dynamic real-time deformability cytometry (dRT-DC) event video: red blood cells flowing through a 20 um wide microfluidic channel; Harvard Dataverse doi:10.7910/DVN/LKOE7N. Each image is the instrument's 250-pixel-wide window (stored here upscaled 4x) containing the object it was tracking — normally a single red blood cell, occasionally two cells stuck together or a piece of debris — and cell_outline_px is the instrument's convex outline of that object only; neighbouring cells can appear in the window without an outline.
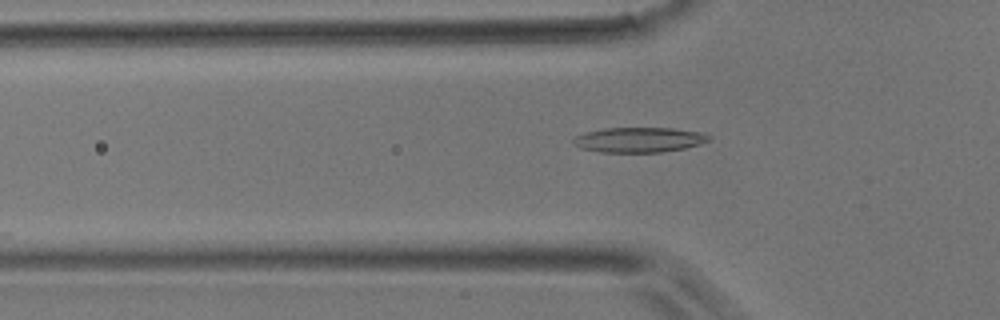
{"species": "common noctule bat (a hibernating species)", "species_latin": "Nyctalus noctula", "temperature_condition": "room temperature", "stored_images_in_passage": 35, "camera_frame_rate_fps": 3000, "um_per_image_px": 0.085, "animal": {"sex": "male", "body_mass_g": 17.9}, "frame": {"image": 1, "passage_image": 6, "time_ms": 1.667, "image_size_px": [1000, 320], "cell_outline_px": [[712, 140], [700, 144], [684, 148], [660, 152], [604, 152], [580, 148], [572, 144], [572, 140], [576, 136], [584, 132], [604, 128], [672, 128], [700, 132], [712, 136]], "centroid_in_image_um": [54.32, 11.88], "position_along_channel_um": 71.5, "area_um2": 19.83}}
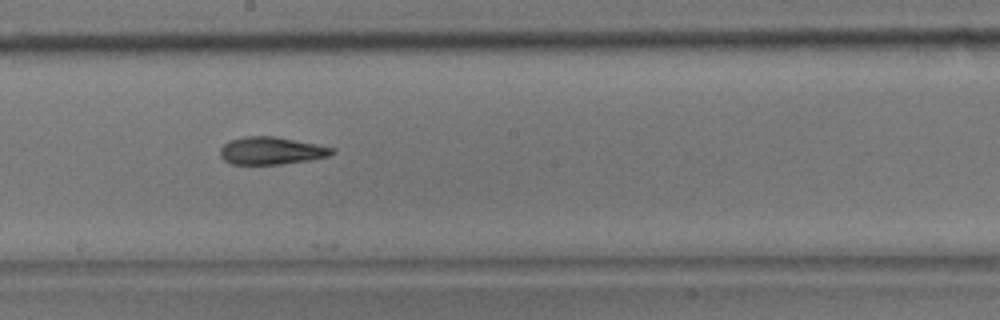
{"frame": {"image": 2, "passage_image": 17, "time_ms": 5.333, "image_size_px": [1000, 320], "cell_outline_px": [[336, 152], [328, 156], [308, 160], [280, 164], [232, 164], [224, 160], [220, 156], [220, 148], [228, 140], [244, 136], [276, 136], [336, 148]], "centroid_in_image_um": [23.05, 12.8], "position_along_channel_um": 225.1, "area_um2": 18.03}}
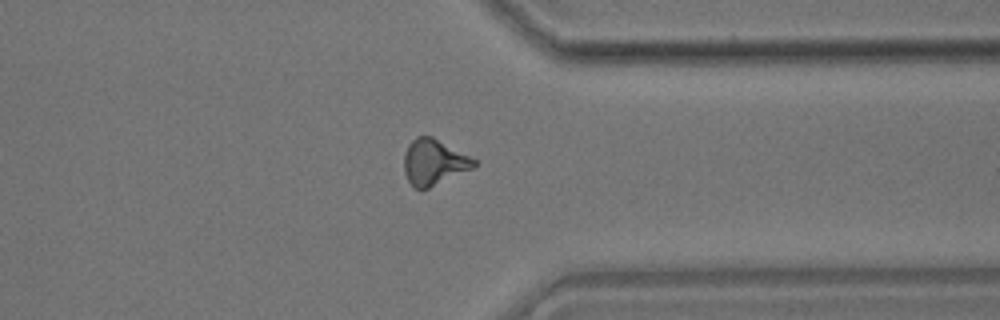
{"frame": {"image": 3, "passage_image": 28, "time_ms": 9.0, "image_size_px": [1000, 320], "cell_outline_px": [[476, 164], [472, 168], [420, 192], [408, 180], [404, 172], [404, 152], [408, 144], [416, 136], [432, 136], [476, 160]], "centroid_in_image_um": [36.83, 13.79], "position_along_channel_um": 374.6, "area_um2": 18.5}}